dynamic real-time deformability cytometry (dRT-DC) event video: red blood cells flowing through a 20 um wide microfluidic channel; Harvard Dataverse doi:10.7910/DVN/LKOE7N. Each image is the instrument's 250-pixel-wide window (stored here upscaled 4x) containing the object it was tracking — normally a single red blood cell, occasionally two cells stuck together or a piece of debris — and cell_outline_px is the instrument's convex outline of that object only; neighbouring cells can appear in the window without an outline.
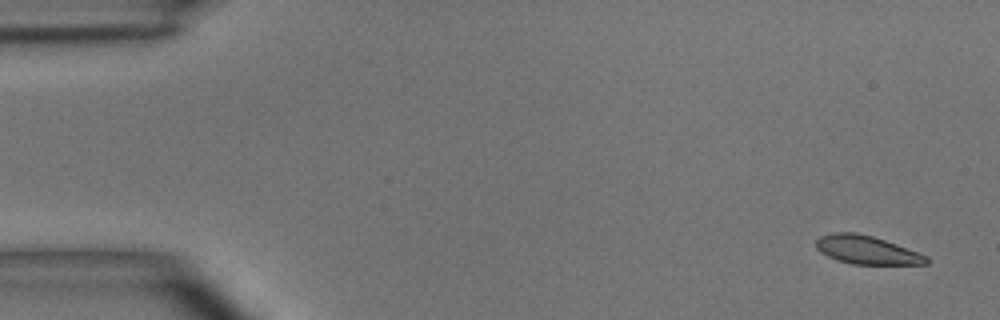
{"species": "common noctule bat (a hibernating species)", "species_latin": "Nyctalus noctula", "temperature_condition": "room temperature", "stored_images_in_passage": 5, "camera_frame_rate_fps": 3000, "um_per_image_px": 0.085, "animal": {"sex": "male", "body_mass_g": 15.6}, "frame": {"image": 1, "passage_image": 1, "time_ms": 0.0, "image_size_px": [1000, 320], "cell_outline_px": [[928, 264], [852, 264], [836, 260], [820, 252], [816, 248], [816, 240], [820, 236], [836, 232], [856, 232], [872, 236], [896, 244], [928, 256]], "centroid_in_image_um": [73.65, 21.24], "position_along_channel_um": 11.4, "area_um2": 18.15}}